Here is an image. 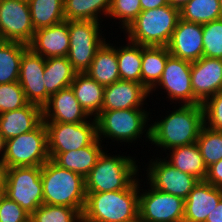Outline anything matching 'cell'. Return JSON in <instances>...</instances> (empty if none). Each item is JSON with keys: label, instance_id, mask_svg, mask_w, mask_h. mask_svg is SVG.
Returning a JSON list of instances; mask_svg holds the SVG:
<instances>
[{"label": "cell", "instance_id": "cell-6", "mask_svg": "<svg viewBox=\"0 0 222 222\" xmlns=\"http://www.w3.org/2000/svg\"><path fill=\"white\" fill-rule=\"evenodd\" d=\"M149 114L151 113L142 108L102 110L95 117L97 137L101 143V136L115 141L132 143L146 132L145 136L150 141Z\"/></svg>", "mask_w": 222, "mask_h": 222}, {"label": "cell", "instance_id": "cell-33", "mask_svg": "<svg viewBox=\"0 0 222 222\" xmlns=\"http://www.w3.org/2000/svg\"><path fill=\"white\" fill-rule=\"evenodd\" d=\"M183 20L206 24L222 18L220 0H190L180 10Z\"/></svg>", "mask_w": 222, "mask_h": 222}, {"label": "cell", "instance_id": "cell-4", "mask_svg": "<svg viewBox=\"0 0 222 222\" xmlns=\"http://www.w3.org/2000/svg\"><path fill=\"white\" fill-rule=\"evenodd\" d=\"M180 18L170 4L142 11L124 30L128 41L142 46H167Z\"/></svg>", "mask_w": 222, "mask_h": 222}, {"label": "cell", "instance_id": "cell-8", "mask_svg": "<svg viewBox=\"0 0 222 222\" xmlns=\"http://www.w3.org/2000/svg\"><path fill=\"white\" fill-rule=\"evenodd\" d=\"M5 195L30 215L43 203L41 166L6 169Z\"/></svg>", "mask_w": 222, "mask_h": 222}, {"label": "cell", "instance_id": "cell-1", "mask_svg": "<svg viewBox=\"0 0 222 222\" xmlns=\"http://www.w3.org/2000/svg\"><path fill=\"white\" fill-rule=\"evenodd\" d=\"M204 125L201 104H181L162 120L150 125L151 144L166 151L183 145L196 143Z\"/></svg>", "mask_w": 222, "mask_h": 222}, {"label": "cell", "instance_id": "cell-36", "mask_svg": "<svg viewBox=\"0 0 222 222\" xmlns=\"http://www.w3.org/2000/svg\"><path fill=\"white\" fill-rule=\"evenodd\" d=\"M203 26V56L222 59V18Z\"/></svg>", "mask_w": 222, "mask_h": 222}, {"label": "cell", "instance_id": "cell-39", "mask_svg": "<svg viewBox=\"0 0 222 222\" xmlns=\"http://www.w3.org/2000/svg\"><path fill=\"white\" fill-rule=\"evenodd\" d=\"M201 105L204 125L212 130L222 131V91L209 97Z\"/></svg>", "mask_w": 222, "mask_h": 222}, {"label": "cell", "instance_id": "cell-25", "mask_svg": "<svg viewBox=\"0 0 222 222\" xmlns=\"http://www.w3.org/2000/svg\"><path fill=\"white\" fill-rule=\"evenodd\" d=\"M93 80L103 86L120 80L116 47L106 41L97 50L90 68L85 72Z\"/></svg>", "mask_w": 222, "mask_h": 222}, {"label": "cell", "instance_id": "cell-43", "mask_svg": "<svg viewBox=\"0 0 222 222\" xmlns=\"http://www.w3.org/2000/svg\"><path fill=\"white\" fill-rule=\"evenodd\" d=\"M205 222H222V199L219 201L211 214L207 216Z\"/></svg>", "mask_w": 222, "mask_h": 222}, {"label": "cell", "instance_id": "cell-34", "mask_svg": "<svg viewBox=\"0 0 222 222\" xmlns=\"http://www.w3.org/2000/svg\"><path fill=\"white\" fill-rule=\"evenodd\" d=\"M204 163L211 166L222 159V131L203 125L196 141Z\"/></svg>", "mask_w": 222, "mask_h": 222}, {"label": "cell", "instance_id": "cell-18", "mask_svg": "<svg viewBox=\"0 0 222 222\" xmlns=\"http://www.w3.org/2000/svg\"><path fill=\"white\" fill-rule=\"evenodd\" d=\"M91 118L81 107L71 87L50 96L43 107L44 122L82 123Z\"/></svg>", "mask_w": 222, "mask_h": 222}, {"label": "cell", "instance_id": "cell-21", "mask_svg": "<svg viewBox=\"0 0 222 222\" xmlns=\"http://www.w3.org/2000/svg\"><path fill=\"white\" fill-rule=\"evenodd\" d=\"M222 199V188L199 181L185 199L183 222H205Z\"/></svg>", "mask_w": 222, "mask_h": 222}, {"label": "cell", "instance_id": "cell-49", "mask_svg": "<svg viewBox=\"0 0 222 222\" xmlns=\"http://www.w3.org/2000/svg\"><path fill=\"white\" fill-rule=\"evenodd\" d=\"M129 222H142L139 218L133 220V221H129Z\"/></svg>", "mask_w": 222, "mask_h": 222}, {"label": "cell", "instance_id": "cell-41", "mask_svg": "<svg viewBox=\"0 0 222 222\" xmlns=\"http://www.w3.org/2000/svg\"><path fill=\"white\" fill-rule=\"evenodd\" d=\"M206 182L222 188V159L208 167Z\"/></svg>", "mask_w": 222, "mask_h": 222}, {"label": "cell", "instance_id": "cell-13", "mask_svg": "<svg viewBox=\"0 0 222 222\" xmlns=\"http://www.w3.org/2000/svg\"><path fill=\"white\" fill-rule=\"evenodd\" d=\"M166 158V159H165ZM164 159H151L147 167V184L153 188L186 199L200 181L191 174L180 171Z\"/></svg>", "mask_w": 222, "mask_h": 222}, {"label": "cell", "instance_id": "cell-3", "mask_svg": "<svg viewBox=\"0 0 222 222\" xmlns=\"http://www.w3.org/2000/svg\"><path fill=\"white\" fill-rule=\"evenodd\" d=\"M43 203L77 209L83 213L86 204L85 178L62 168L52 159L41 166Z\"/></svg>", "mask_w": 222, "mask_h": 222}, {"label": "cell", "instance_id": "cell-10", "mask_svg": "<svg viewBox=\"0 0 222 222\" xmlns=\"http://www.w3.org/2000/svg\"><path fill=\"white\" fill-rule=\"evenodd\" d=\"M44 123L47 129L48 153L78 150L89 146L98 138L95 118L82 123Z\"/></svg>", "mask_w": 222, "mask_h": 222}, {"label": "cell", "instance_id": "cell-38", "mask_svg": "<svg viewBox=\"0 0 222 222\" xmlns=\"http://www.w3.org/2000/svg\"><path fill=\"white\" fill-rule=\"evenodd\" d=\"M141 12L140 0H111L108 17L119 19L125 30Z\"/></svg>", "mask_w": 222, "mask_h": 222}, {"label": "cell", "instance_id": "cell-19", "mask_svg": "<svg viewBox=\"0 0 222 222\" xmlns=\"http://www.w3.org/2000/svg\"><path fill=\"white\" fill-rule=\"evenodd\" d=\"M70 45L68 20L35 30L28 47L42 57H67Z\"/></svg>", "mask_w": 222, "mask_h": 222}, {"label": "cell", "instance_id": "cell-44", "mask_svg": "<svg viewBox=\"0 0 222 222\" xmlns=\"http://www.w3.org/2000/svg\"><path fill=\"white\" fill-rule=\"evenodd\" d=\"M6 166L3 159H0V187L5 186Z\"/></svg>", "mask_w": 222, "mask_h": 222}, {"label": "cell", "instance_id": "cell-23", "mask_svg": "<svg viewBox=\"0 0 222 222\" xmlns=\"http://www.w3.org/2000/svg\"><path fill=\"white\" fill-rule=\"evenodd\" d=\"M100 142L97 138L89 146L68 152L49 153V157L60 167L78 173L85 178L104 152Z\"/></svg>", "mask_w": 222, "mask_h": 222}, {"label": "cell", "instance_id": "cell-12", "mask_svg": "<svg viewBox=\"0 0 222 222\" xmlns=\"http://www.w3.org/2000/svg\"><path fill=\"white\" fill-rule=\"evenodd\" d=\"M35 33L28 0H0V38L28 45Z\"/></svg>", "mask_w": 222, "mask_h": 222}, {"label": "cell", "instance_id": "cell-14", "mask_svg": "<svg viewBox=\"0 0 222 222\" xmlns=\"http://www.w3.org/2000/svg\"><path fill=\"white\" fill-rule=\"evenodd\" d=\"M192 63L170 55L159 82L149 91L152 93L158 86L167 92L168 100L181 101L182 104H201L193 95L191 84Z\"/></svg>", "mask_w": 222, "mask_h": 222}, {"label": "cell", "instance_id": "cell-7", "mask_svg": "<svg viewBox=\"0 0 222 222\" xmlns=\"http://www.w3.org/2000/svg\"><path fill=\"white\" fill-rule=\"evenodd\" d=\"M49 159L47 129L44 121L34 130L6 141L3 157L6 169L42 166Z\"/></svg>", "mask_w": 222, "mask_h": 222}, {"label": "cell", "instance_id": "cell-9", "mask_svg": "<svg viewBox=\"0 0 222 222\" xmlns=\"http://www.w3.org/2000/svg\"><path fill=\"white\" fill-rule=\"evenodd\" d=\"M100 27L98 21L68 20L70 45L67 57L77 73H85L90 68L97 50L106 41Z\"/></svg>", "mask_w": 222, "mask_h": 222}, {"label": "cell", "instance_id": "cell-37", "mask_svg": "<svg viewBox=\"0 0 222 222\" xmlns=\"http://www.w3.org/2000/svg\"><path fill=\"white\" fill-rule=\"evenodd\" d=\"M28 104L20 83L0 84V114L23 108Z\"/></svg>", "mask_w": 222, "mask_h": 222}, {"label": "cell", "instance_id": "cell-24", "mask_svg": "<svg viewBox=\"0 0 222 222\" xmlns=\"http://www.w3.org/2000/svg\"><path fill=\"white\" fill-rule=\"evenodd\" d=\"M70 87L90 117L95 118L102 111L105 86L97 83L86 73H76Z\"/></svg>", "mask_w": 222, "mask_h": 222}, {"label": "cell", "instance_id": "cell-28", "mask_svg": "<svg viewBox=\"0 0 222 222\" xmlns=\"http://www.w3.org/2000/svg\"><path fill=\"white\" fill-rule=\"evenodd\" d=\"M68 57L46 58L44 81L46 92L51 96L58 91L70 87L76 75Z\"/></svg>", "mask_w": 222, "mask_h": 222}, {"label": "cell", "instance_id": "cell-47", "mask_svg": "<svg viewBox=\"0 0 222 222\" xmlns=\"http://www.w3.org/2000/svg\"><path fill=\"white\" fill-rule=\"evenodd\" d=\"M22 222H36L35 219L32 217V215H29L25 220Z\"/></svg>", "mask_w": 222, "mask_h": 222}, {"label": "cell", "instance_id": "cell-2", "mask_svg": "<svg viewBox=\"0 0 222 222\" xmlns=\"http://www.w3.org/2000/svg\"><path fill=\"white\" fill-rule=\"evenodd\" d=\"M139 179L128 189L86 193L82 222H129L139 218Z\"/></svg>", "mask_w": 222, "mask_h": 222}, {"label": "cell", "instance_id": "cell-32", "mask_svg": "<svg viewBox=\"0 0 222 222\" xmlns=\"http://www.w3.org/2000/svg\"><path fill=\"white\" fill-rule=\"evenodd\" d=\"M128 42L116 48L120 80L141 83L142 45Z\"/></svg>", "mask_w": 222, "mask_h": 222}, {"label": "cell", "instance_id": "cell-48", "mask_svg": "<svg viewBox=\"0 0 222 222\" xmlns=\"http://www.w3.org/2000/svg\"><path fill=\"white\" fill-rule=\"evenodd\" d=\"M5 196V188L4 187H0V202L1 199Z\"/></svg>", "mask_w": 222, "mask_h": 222}, {"label": "cell", "instance_id": "cell-46", "mask_svg": "<svg viewBox=\"0 0 222 222\" xmlns=\"http://www.w3.org/2000/svg\"><path fill=\"white\" fill-rule=\"evenodd\" d=\"M5 146H6V140L4 139V136L0 133V159H3L5 154Z\"/></svg>", "mask_w": 222, "mask_h": 222}, {"label": "cell", "instance_id": "cell-11", "mask_svg": "<svg viewBox=\"0 0 222 222\" xmlns=\"http://www.w3.org/2000/svg\"><path fill=\"white\" fill-rule=\"evenodd\" d=\"M140 185L139 182V219L142 222H183L184 199L161 192L151 185L150 189H142L140 193Z\"/></svg>", "mask_w": 222, "mask_h": 222}, {"label": "cell", "instance_id": "cell-17", "mask_svg": "<svg viewBox=\"0 0 222 222\" xmlns=\"http://www.w3.org/2000/svg\"><path fill=\"white\" fill-rule=\"evenodd\" d=\"M191 84L193 95L201 104L222 91V59L203 56L192 62Z\"/></svg>", "mask_w": 222, "mask_h": 222}, {"label": "cell", "instance_id": "cell-20", "mask_svg": "<svg viewBox=\"0 0 222 222\" xmlns=\"http://www.w3.org/2000/svg\"><path fill=\"white\" fill-rule=\"evenodd\" d=\"M149 91L135 81L119 80L105 86L102 110L142 108Z\"/></svg>", "mask_w": 222, "mask_h": 222}, {"label": "cell", "instance_id": "cell-40", "mask_svg": "<svg viewBox=\"0 0 222 222\" xmlns=\"http://www.w3.org/2000/svg\"><path fill=\"white\" fill-rule=\"evenodd\" d=\"M30 214L6 195L0 202V222H22Z\"/></svg>", "mask_w": 222, "mask_h": 222}, {"label": "cell", "instance_id": "cell-15", "mask_svg": "<svg viewBox=\"0 0 222 222\" xmlns=\"http://www.w3.org/2000/svg\"><path fill=\"white\" fill-rule=\"evenodd\" d=\"M46 59L33 52L29 47L24 51L20 64L18 82L24 90L28 103L43 108L49 101L50 95L46 92L44 69Z\"/></svg>", "mask_w": 222, "mask_h": 222}, {"label": "cell", "instance_id": "cell-42", "mask_svg": "<svg viewBox=\"0 0 222 222\" xmlns=\"http://www.w3.org/2000/svg\"><path fill=\"white\" fill-rule=\"evenodd\" d=\"M142 11L168 5V0H140Z\"/></svg>", "mask_w": 222, "mask_h": 222}, {"label": "cell", "instance_id": "cell-31", "mask_svg": "<svg viewBox=\"0 0 222 222\" xmlns=\"http://www.w3.org/2000/svg\"><path fill=\"white\" fill-rule=\"evenodd\" d=\"M35 30L65 21L64 0H28Z\"/></svg>", "mask_w": 222, "mask_h": 222}, {"label": "cell", "instance_id": "cell-29", "mask_svg": "<svg viewBox=\"0 0 222 222\" xmlns=\"http://www.w3.org/2000/svg\"><path fill=\"white\" fill-rule=\"evenodd\" d=\"M110 7L111 0H64L65 20L101 22L99 15L108 16Z\"/></svg>", "mask_w": 222, "mask_h": 222}, {"label": "cell", "instance_id": "cell-45", "mask_svg": "<svg viewBox=\"0 0 222 222\" xmlns=\"http://www.w3.org/2000/svg\"><path fill=\"white\" fill-rule=\"evenodd\" d=\"M190 0H168L169 4L172 6V7H175L179 10L182 9V7L188 3Z\"/></svg>", "mask_w": 222, "mask_h": 222}, {"label": "cell", "instance_id": "cell-50", "mask_svg": "<svg viewBox=\"0 0 222 222\" xmlns=\"http://www.w3.org/2000/svg\"><path fill=\"white\" fill-rule=\"evenodd\" d=\"M220 6H221V14H222V0H220Z\"/></svg>", "mask_w": 222, "mask_h": 222}, {"label": "cell", "instance_id": "cell-5", "mask_svg": "<svg viewBox=\"0 0 222 222\" xmlns=\"http://www.w3.org/2000/svg\"><path fill=\"white\" fill-rule=\"evenodd\" d=\"M104 151L85 177L86 193L128 189L138 178V166L130 156L107 155Z\"/></svg>", "mask_w": 222, "mask_h": 222}, {"label": "cell", "instance_id": "cell-30", "mask_svg": "<svg viewBox=\"0 0 222 222\" xmlns=\"http://www.w3.org/2000/svg\"><path fill=\"white\" fill-rule=\"evenodd\" d=\"M28 45L13 41H0V84L17 82L20 64Z\"/></svg>", "mask_w": 222, "mask_h": 222}, {"label": "cell", "instance_id": "cell-16", "mask_svg": "<svg viewBox=\"0 0 222 222\" xmlns=\"http://www.w3.org/2000/svg\"><path fill=\"white\" fill-rule=\"evenodd\" d=\"M170 55L195 62L203 57V26L179 18L167 44Z\"/></svg>", "mask_w": 222, "mask_h": 222}, {"label": "cell", "instance_id": "cell-26", "mask_svg": "<svg viewBox=\"0 0 222 222\" xmlns=\"http://www.w3.org/2000/svg\"><path fill=\"white\" fill-rule=\"evenodd\" d=\"M169 150L171 152H169L170 157L167 161L170 164L182 172L193 175L200 181H205L208 168L196 143L177 146Z\"/></svg>", "mask_w": 222, "mask_h": 222}, {"label": "cell", "instance_id": "cell-22", "mask_svg": "<svg viewBox=\"0 0 222 222\" xmlns=\"http://www.w3.org/2000/svg\"><path fill=\"white\" fill-rule=\"evenodd\" d=\"M43 122V108L28 103L23 108L0 114V133L7 141L20 134L28 133Z\"/></svg>", "mask_w": 222, "mask_h": 222}, {"label": "cell", "instance_id": "cell-35", "mask_svg": "<svg viewBox=\"0 0 222 222\" xmlns=\"http://www.w3.org/2000/svg\"><path fill=\"white\" fill-rule=\"evenodd\" d=\"M31 215L36 222H82L77 209L61 205L42 204Z\"/></svg>", "mask_w": 222, "mask_h": 222}, {"label": "cell", "instance_id": "cell-27", "mask_svg": "<svg viewBox=\"0 0 222 222\" xmlns=\"http://www.w3.org/2000/svg\"><path fill=\"white\" fill-rule=\"evenodd\" d=\"M169 56L165 46H142L141 84L148 91L159 82Z\"/></svg>", "mask_w": 222, "mask_h": 222}]
</instances>
